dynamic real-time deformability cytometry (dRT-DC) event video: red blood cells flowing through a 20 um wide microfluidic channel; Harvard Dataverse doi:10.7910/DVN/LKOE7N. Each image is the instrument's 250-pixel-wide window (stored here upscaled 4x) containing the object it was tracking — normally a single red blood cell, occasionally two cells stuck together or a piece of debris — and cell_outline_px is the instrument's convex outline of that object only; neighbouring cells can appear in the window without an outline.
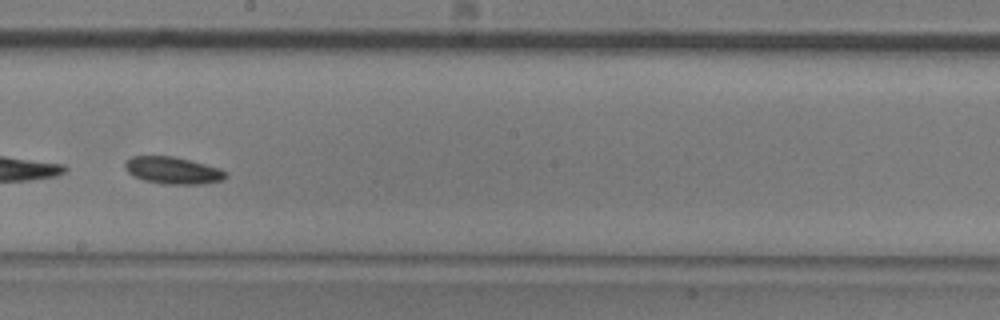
{"species": "common noctule bat (a hibernating species)", "species_latin": "Nyctalus noctula", "temperature_condition": "room temperature", "stored_images_in_passage": 39, "camera_frame_rate_fps": 3000, "um_per_image_px": 0.085, "animal": {"sex": "male", "body_mass_g": 20.5, "forearm_length_mm": 52.5}, "frame": {"image": 1, "passage_image": 17, "time_ms": 5.333, "image_size_px": [1000, 320], "cell_outline_px": [[228, 176], [224, 180], [200, 184], [160, 184], [144, 180], [132, 176], [124, 168], [124, 164], [132, 156], [172, 156], [220, 168], [228, 172]], "centroid_in_image_um": [14.7, 14.5], "position_along_channel_um": 233.5, "area_um2": 15.95}, "authors_computed_cell_mechanics": {"area_um2": 16.0106, "velocity_mm_per_s": 3.7058, "shape_relaxation_time_tau1_ms": 8.5902, "shape_relaxation_time_tau2_ms": null, "deformation_change_tau1": 0.0933, "deformation_change_tau2": null}}